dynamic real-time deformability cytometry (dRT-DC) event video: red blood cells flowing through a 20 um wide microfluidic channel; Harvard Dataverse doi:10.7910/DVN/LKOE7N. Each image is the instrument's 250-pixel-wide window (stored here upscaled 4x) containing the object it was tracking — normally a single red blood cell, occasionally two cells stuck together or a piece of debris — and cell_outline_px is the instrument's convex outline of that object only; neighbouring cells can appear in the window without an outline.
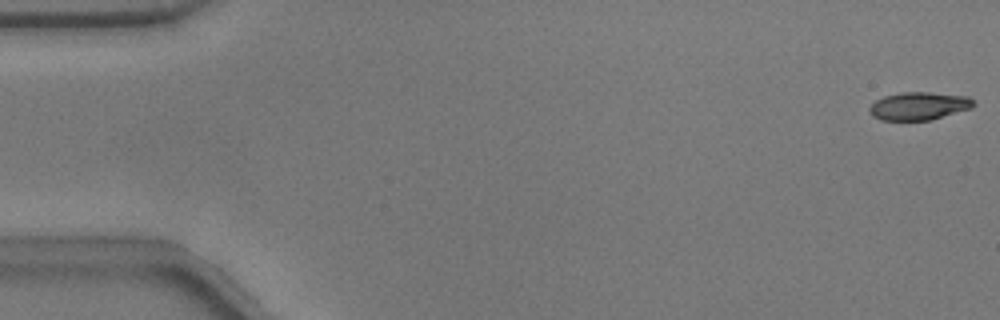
{"species": "common noctule bat (a hibernating species)", "species_latin": "Nyctalus noctula", "temperature_condition": "warm", "stored_images_in_passage": 11, "camera_frame_rate_fps": 3000, "um_per_image_px": 0.085, "animal": {"sex": "male", "body_mass_g": 17.9}, "frame": {"image": 1, "passage_image": 1, "time_ms": 0.0, "image_size_px": [1000, 320], "cell_outline_px": [[976, 104], [972, 108], [932, 120], [880, 120], [872, 116], [868, 112], [868, 108], [876, 100], [884, 96], [900, 92], [928, 92], [968, 96]], "centroid_in_image_um": [78.1, 9.01], "position_along_channel_um": 6.9, "area_um2": 17.11}}